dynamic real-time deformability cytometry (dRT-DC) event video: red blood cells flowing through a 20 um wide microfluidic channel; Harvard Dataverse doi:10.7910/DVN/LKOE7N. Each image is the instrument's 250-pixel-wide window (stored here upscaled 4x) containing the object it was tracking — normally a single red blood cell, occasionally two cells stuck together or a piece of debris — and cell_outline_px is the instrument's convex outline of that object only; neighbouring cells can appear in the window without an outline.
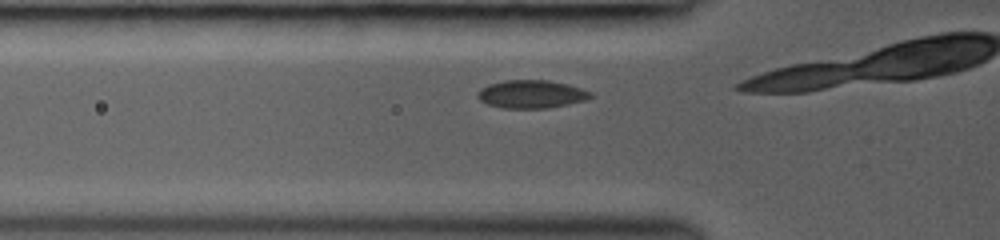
{"species": "common noctule bat (a hibernating species)", "species_latin": "Nyctalus noctula", "temperature_condition": "room temperature", "stored_images_in_passage": 4, "camera_frame_rate_fps": 3000, "um_per_image_px": 0.085, "animal": {"sex": "female", "body_mass_g": 19.0, "forearm_length_mm": 53.3}, "frame": {"image": 1, "passage_image": 2, "time_ms": 0.333, "image_size_px": [1000, 240], "cell_outline_px": [[592, 96], [584, 100], [568, 104], [548, 108], [500, 108], [488, 104], [480, 100], [476, 96], [476, 92], [480, 88], [488, 84], [504, 80], [548, 80], [568, 84], [592, 92]], "centroid_in_image_um": [45.12, 8.0], "position_along_channel_um": 80.7, "area_um2": 18.55}}